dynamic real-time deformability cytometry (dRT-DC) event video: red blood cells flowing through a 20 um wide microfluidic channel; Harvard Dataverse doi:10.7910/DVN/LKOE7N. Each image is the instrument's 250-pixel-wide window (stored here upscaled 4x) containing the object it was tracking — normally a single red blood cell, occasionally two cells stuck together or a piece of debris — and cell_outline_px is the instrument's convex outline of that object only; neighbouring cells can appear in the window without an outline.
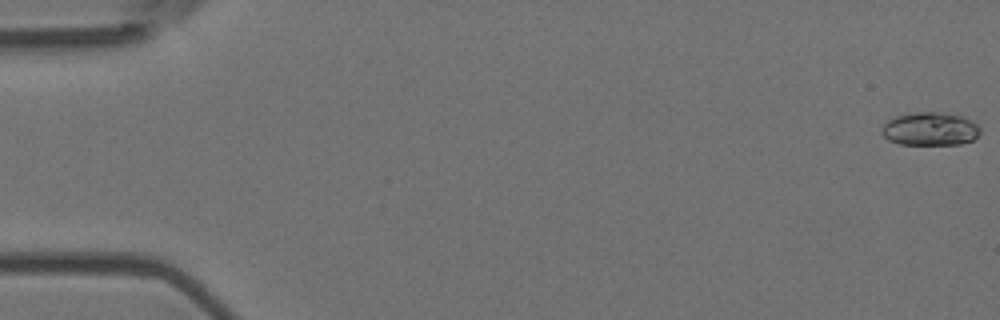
{"species": "Egyptian fruit bat (a non-hibernating species)", "species_latin": "Rousettus aegyptiacus", "temperature_condition": "room temperature", "stored_images_in_passage": 11, "camera_frame_rate_fps": 3000, "um_per_image_px": 0.085, "animal": {"sex": "female"}, "frame": {"image": 1, "passage_image": 1, "time_ms": 0.0, "image_size_px": [1000, 320], "cell_outline_px": [[980, 132], [972, 140], [960, 144], [900, 144], [888, 140], [880, 132], [884, 124], [888, 120], [896, 116], [912, 112], [940, 112], [960, 116], [972, 120], [980, 128]], "centroid_in_image_um": [79.04, 10.95], "position_along_channel_um": 6.0, "area_um2": 19.02}}
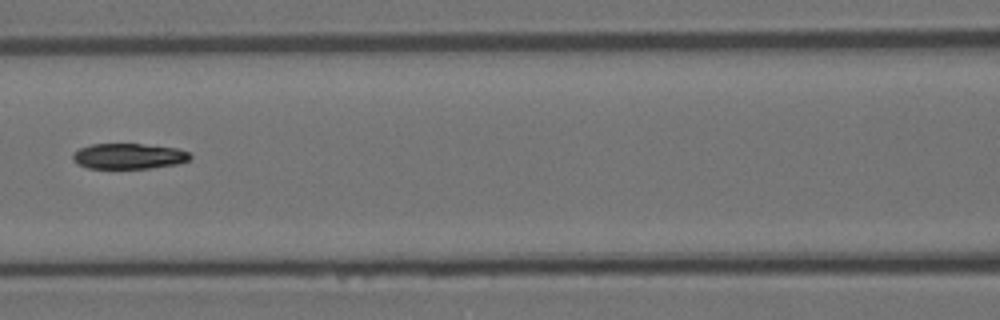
{"frame": {"image": 2, "passage_image": 7, "time_ms": 2.0, "image_size_px": [1000, 320], "cell_outline_px": [[192, 156], [188, 160], [176, 164], [152, 168], [88, 168], [76, 164], [72, 160], [72, 156], [80, 148], [92, 144], [140, 144], [176, 148], [188, 152]], "centroid_in_image_um": [10.92, 13.28], "position_along_channel_um": 155.7, "area_um2": 17.34}}
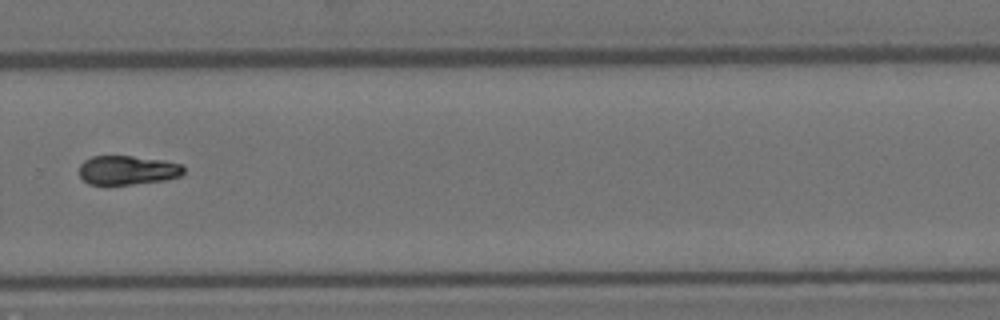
{"frame": {"image": 3, "passage_image": 11, "time_ms": 3.333, "image_size_px": [1000, 320], "cell_outline_px": [[184, 172], [180, 176], [164, 180], [128, 184], [88, 184], [80, 176], [80, 164], [84, 160], [92, 156], [132, 156], [160, 160], [184, 164]], "centroid_in_image_um": [10.84, 14.45], "position_along_channel_um": 319.0, "area_um2": 17.57}}